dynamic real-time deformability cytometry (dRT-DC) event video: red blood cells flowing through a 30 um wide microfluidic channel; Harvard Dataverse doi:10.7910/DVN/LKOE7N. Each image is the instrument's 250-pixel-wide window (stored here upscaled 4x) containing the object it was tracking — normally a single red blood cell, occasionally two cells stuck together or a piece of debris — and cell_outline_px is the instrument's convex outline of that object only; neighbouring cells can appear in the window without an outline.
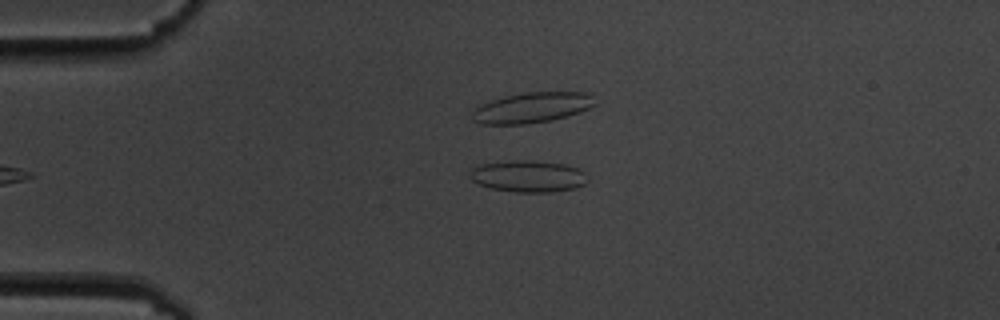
{"species": "common noctule bat (a hibernating species)", "species_latin": "Nyctalus noctula", "temperature_condition": "cold", "stored_images_in_passage": 6, "camera_frame_rate_fps": 3000, "um_per_image_px": 0.085, "animal": {"sex": "male", "body_mass_g": 19.5, "forearm_length_mm": 54.6}, "frame": {"image": 1, "passage_image": 6, "time_ms": 6.0, "image_size_px": [1000, 320], "cell_outline_px": [[588, 180], [584, 184], [576, 188], [552, 192], [516, 192], [492, 188], [480, 184], [472, 180], [468, 176], [468, 168], [480, 164], [520, 160], [532, 160], [564, 164], [576, 168], [584, 172]], "centroid_in_image_um": [44.86, 14.98], "position_along_channel_um": 40.1, "area_um2": 21.79}}